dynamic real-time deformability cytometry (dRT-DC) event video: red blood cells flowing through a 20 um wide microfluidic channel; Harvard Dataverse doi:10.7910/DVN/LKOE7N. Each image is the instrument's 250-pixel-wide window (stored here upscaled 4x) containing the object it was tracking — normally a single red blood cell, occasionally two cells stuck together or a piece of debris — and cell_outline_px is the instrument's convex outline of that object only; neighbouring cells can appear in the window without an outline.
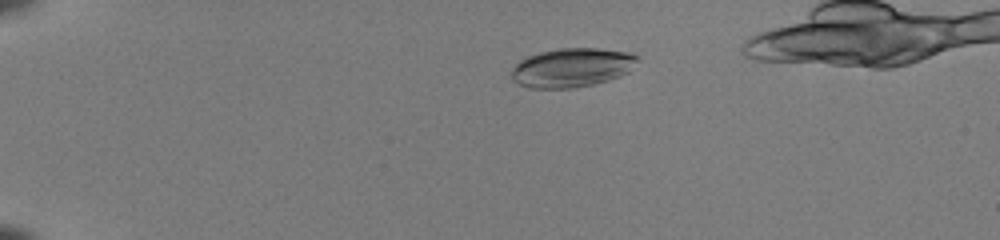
{"species": "common noctule bat (a hibernating species)", "species_latin": "Nyctalus noctula", "temperature_condition": "room temperature", "stored_images_in_passage": 39, "camera_frame_rate_fps": 3000, "um_per_image_px": 0.085, "animal": {"sex": "female", "body_mass_g": 22.0, "forearm_length_mm": 56.7}, "frame": {"image": 1, "passage_image": 1, "time_ms": 0.0, "image_size_px": [1000, 240], "cell_outline_px": [[640, 60], [628, 72], [620, 76], [608, 80], [592, 84], [572, 88], [532, 88], [520, 84], [512, 80], [512, 68], [520, 60], [528, 56], [540, 52], [560, 48], [600, 48], [628, 52], [640, 56]], "centroid_in_image_um": [48.65, 5.73], "position_along_channel_um": 36.4, "area_um2": 28.67}}
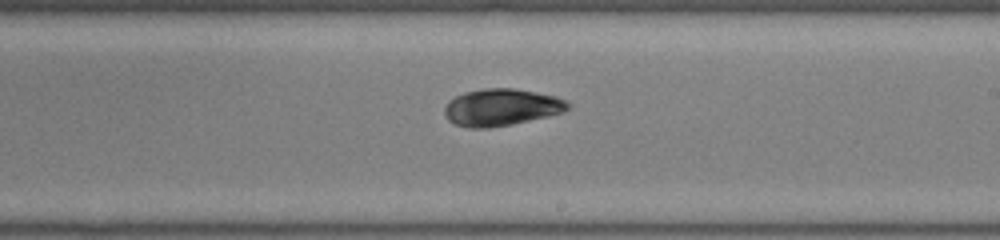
{"frame": {"image": 2, "passage_image": 22, "time_ms": 7.0, "image_size_px": [1000, 240], "cell_outline_px": [[572, 104], [568, 108], [560, 112], [512, 124], [488, 128], [468, 128], [456, 124], [448, 120], [444, 116], [444, 108], [448, 100], [464, 92], [484, 88], [516, 88], [556, 96]], "centroid_in_image_um": [42.56, 9.11], "position_along_channel_um": 246.4, "area_um2": 26.47}}
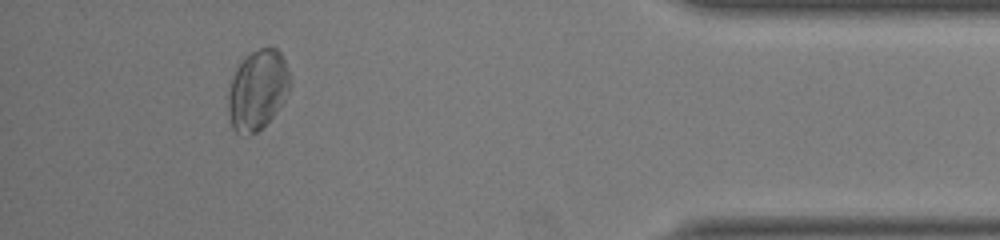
{"frame": {"image": 3, "passage_image": 37, "time_ms": 12.0, "image_size_px": [1000, 240], "cell_outline_px": [[288, 92], [280, 108], [256, 132], [236, 132], [232, 128], [228, 112], [228, 92], [236, 68], [240, 60], [244, 56], [268, 44], [276, 48], [280, 52], [284, 60], [288, 72]], "centroid_in_image_um": [21.87, 7.58], "position_along_channel_um": 413.3, "area_um2": 28.44}}